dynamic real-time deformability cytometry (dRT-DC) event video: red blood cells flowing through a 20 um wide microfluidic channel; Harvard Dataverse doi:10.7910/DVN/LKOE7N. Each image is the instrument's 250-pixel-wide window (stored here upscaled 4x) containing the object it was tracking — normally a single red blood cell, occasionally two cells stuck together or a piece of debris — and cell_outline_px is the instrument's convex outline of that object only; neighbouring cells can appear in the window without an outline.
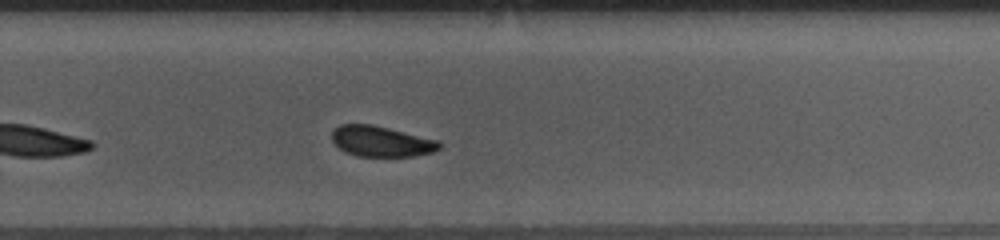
{"species": "common noctule bat (a hibernating species)", "species_latin": "Nyctalus noctula", "temperature_condition": "room temperature", "stored_images_in_passage": 31, "camera_frame_rate_fps": 3000, "um_per_image_px": 0.085, "animal": {"sex": "female", "body_mass_g": 10.0, "forearm_length_mm": 53.1}, "frame": {"image": 1, "passage_image": 22, "time_ms": 7.0, "image_size_px": [1000, 240], "cell_outline_px": [[444, 144], [440, 148], [432, 152], [412, 156], [356, 156], [344, 152], [332, 140], [332, 132], [340, 124], [372, 124], [440, 140]], "centroid_in_image_um": [32.44, 12.01], "position_along_channel_um": 297.4, "area_um2": 19.25}, "authors_computed_cell_mechanics": {"area_um2": 20.3456, "velocity_mm_per_s": 3.6784, "shape_relaxation_time_tau1_ms": 1.5399, "shape_relaxation_time_tau2_ms": 6.2147, "deformation_change_tau1": 0.091, "deformation_change_tau2": 0.0891}}